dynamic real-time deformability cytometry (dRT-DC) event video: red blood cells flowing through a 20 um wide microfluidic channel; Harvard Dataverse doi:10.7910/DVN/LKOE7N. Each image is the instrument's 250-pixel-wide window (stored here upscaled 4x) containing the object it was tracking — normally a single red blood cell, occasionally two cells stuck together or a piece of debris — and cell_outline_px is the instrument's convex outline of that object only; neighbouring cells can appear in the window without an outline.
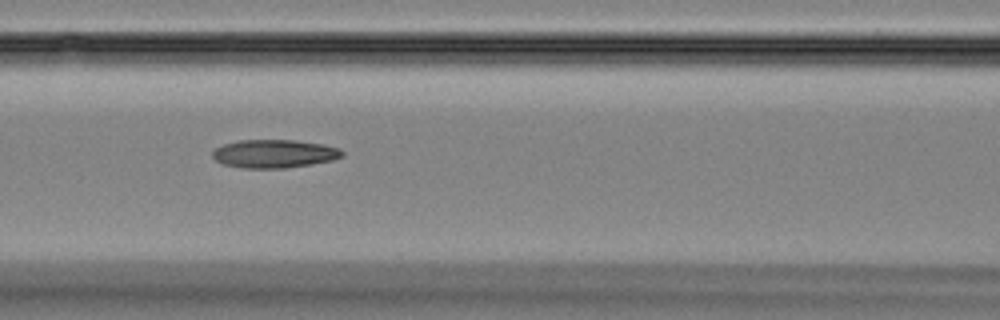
{"species": "Egyptian fruit bat (a non-hibernating species)", "species_latin": "Rousettus aegyptiacus", "temperature_condition": "room temperature", "stored_images_in_passage": 53, "camera_frame_rate_fps": 3000, "um_per_image_px": 0.085, "animal": {"sex": "female"}, "frame": {"image": 1, "passage_image": 23, "time_ms": 7.333, "image_size_px": [1000, 320], "cell_outline_px": [[344, 156], [332, 160], [312, 164], [284, 168], [240, 168], [220, 164], [212, 156], [212, 152], [216, 148], [224, 144], [240, 140], [296, 140], [324, 144], [340, 148], [344, 152]], "centroid_in_image_um": [23.32, 13.07], "position_along_channel_um": 143.3, "area_um2": 21.56}}
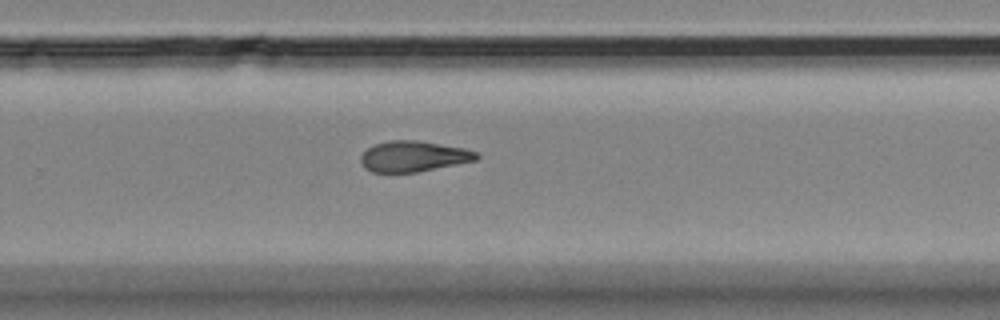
{"frame": {"image": 2, "passage_image": 35, "time_ms": 11.333, "image_size_px": [1000, 320], "cell_outline_px": [[480, 156], [476, 160], [416, 172], [372, 172], [364, 168], [360, 160], [360, 156], [368, 148], [376, 144], [388, 140], [416, 140], [464, 148], [476, 152]], "centroid_in_image_um": [35.12, 13.29], "position_along_channel_um": 294.7, "area_um2": 20.52}}
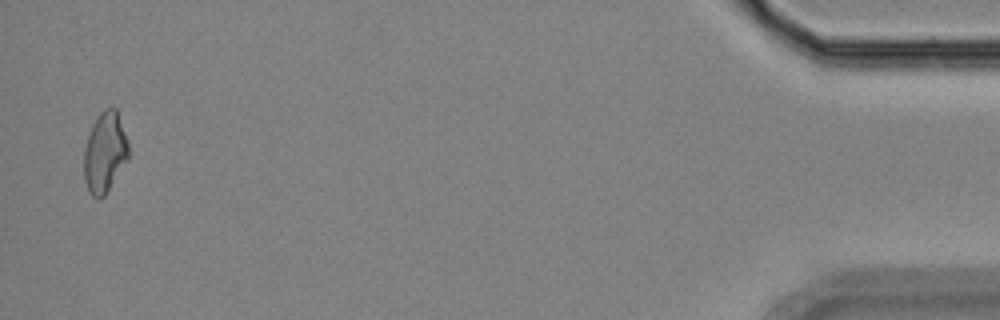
{"frame": {"image": 3, "passage_image": 52, "time_ms": 17.0, "image_size_px": [1000, 320], "cell_outline_px": [[128, 160], [104, 196], [100, 200], [96, 200], [88, 192], [84, 180], [84, 148], [92, 124], [96, 116], [104, 108], [116, 108], [128, 140]], "centroid_in_image_um": [8.9, 12.97], "position_along_channel_um": 426.3, "area_um2": 21.15}, "authors_computed_cell_mechanics": {"area_um2": 21.2126, "velocity_mm_per_s": 3.7909, "shape_relaxation_time_tau1_ms": 5.6266, "shape_relaxation_time_tau2_ms": 5.754, "deformation_change_tau1": 0.1749, "deformation_change_tau2": 0.1615}}